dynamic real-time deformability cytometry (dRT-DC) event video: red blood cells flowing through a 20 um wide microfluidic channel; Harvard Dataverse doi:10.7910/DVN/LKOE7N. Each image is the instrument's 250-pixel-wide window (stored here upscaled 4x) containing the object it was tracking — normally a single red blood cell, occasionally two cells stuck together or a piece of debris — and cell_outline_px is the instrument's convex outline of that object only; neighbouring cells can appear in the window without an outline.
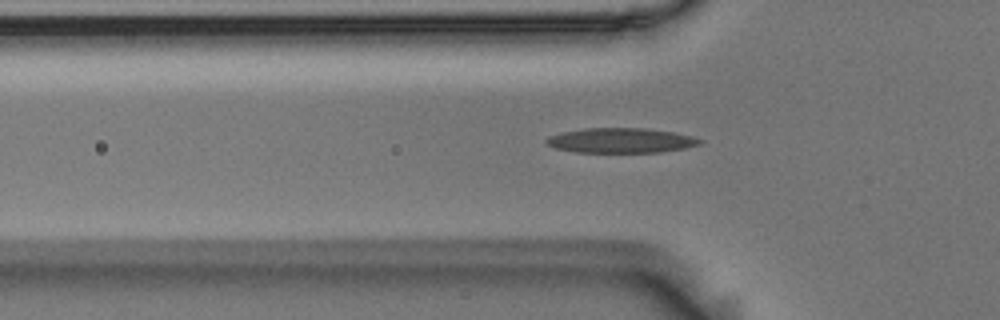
{"species": "Egyptian fruit bat (a non-hibernating species)", "species_latin": "Rousettus aegyptiacus", "temperature_condition": "room temperature", "stored_images_in_passage": 40, "camera_frame_rate_fps": 3000, "um_per_image_px": 0.085, "animal": {"sex": "male"}, "frame": {"image": 1, "passage_image": 7, "time_ms": 2.0, "image_size_px": [1000, 320], "cell_outline_px": [[704, 140], [700, 144], [684, 148], [660, 152], [576, 152], [556, 148], [548, 144], [544, 140], [548, 136], [564, 132], [584, 128], [644, 128], [672, 132], [692, 136]], "centroid_in_image_um": [52.78, 11.94], "position_along_channel_um": 73.0, "area_um2": 22.08}}
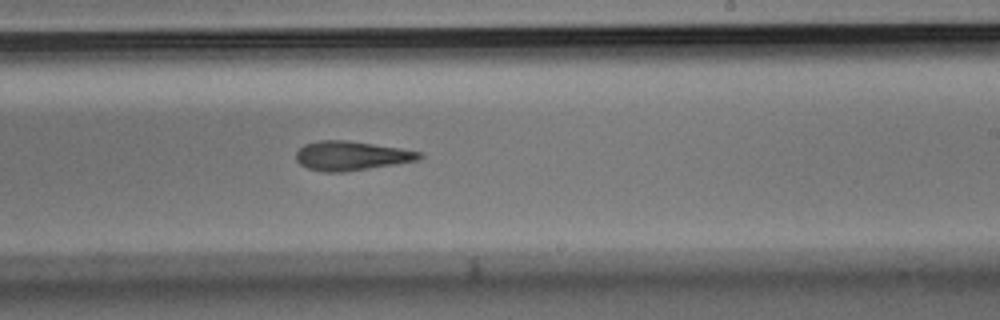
{"frame": {"image": 2, "passage_image": 22, "time_ms": 7.0, "image_size_px": [1000, 320], "cell_outline_px": [[424, 156], [420, 160], [344, 172], [324, 172], [308, 168], [300, 164], [296, 160], [296, 152], [304, 144], [320, 140], [348, 140], [400, 148], [420, 152]], "centroid_in_image_um": [29.86, 13.24], "position_along_channel_um": 259.1, "area_um2": 20.98}}
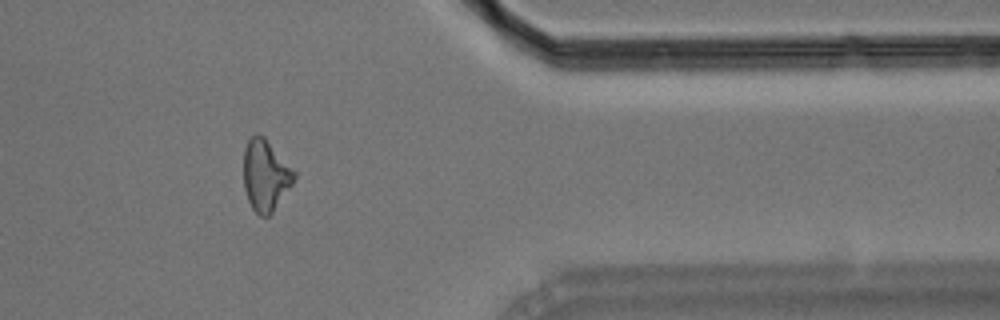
{"frame": {"image": 3, "passage_image": 34, "time_ms": 11.0, "image_size_px": [1000, 320], "cell_outline_px": [[296, 176], [292, 184], [272, 212], [268, 216], [260, 216], [252, 208], [248, 200], [244, 188], [244, 148], [248, 140], [256, 132], [264, 136], [296, 172]], "centroid_in_image_um": [22.56, 14.88], "position_along_channel_um": 388.8, "area_um2": 20.87}, "authors_computed_cell_mechanics": {"area_um2": 20.9814, "velocity_mm_per_s": 3.6973, "shape_relaxation_time_tau1_ms": null, "shape_relaxation_time_tau2_ms": 5.1449, "deformation_change_tau1": null, "deformation_change_tau2": 0.163}}